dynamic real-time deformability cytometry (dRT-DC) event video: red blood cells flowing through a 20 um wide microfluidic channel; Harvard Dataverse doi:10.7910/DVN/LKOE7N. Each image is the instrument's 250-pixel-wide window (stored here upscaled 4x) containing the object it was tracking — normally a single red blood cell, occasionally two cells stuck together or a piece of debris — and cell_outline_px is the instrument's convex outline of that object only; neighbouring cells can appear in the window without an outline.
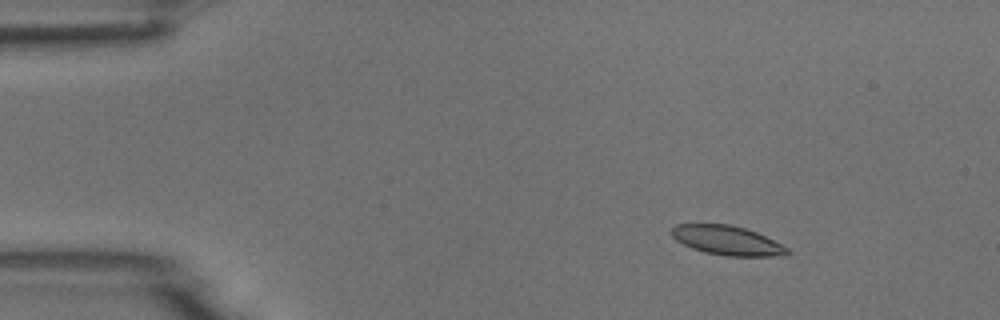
{"species": "common noctule bat (a hibernating species)", "species_latin": "Nyctalus noctula", "temperature_condition": "room temperature", "stored_images_in_passage": 5, "camera_frame_rate_fps": 3000, "um_per_image_px": 0.085, "animal": {"sex": "male", "body_mass_g": 18.8}, "frame": {"image": 1, "passage_image": 2, "time_ms": 1.333, "image_size_px": [1000, 320], "cell_outline_px": [[792, 252], [788, 256], [728, 256], [704, 252], [692, 248], [676, 240], [668, 232], [676, 224], [728, 224], [744, 228], [756, 232], [788, 248]], "centroid_in_image_um": [61.8, 20.44], "position_along_channel_um": 23.2, "area_um2": 19.77}}
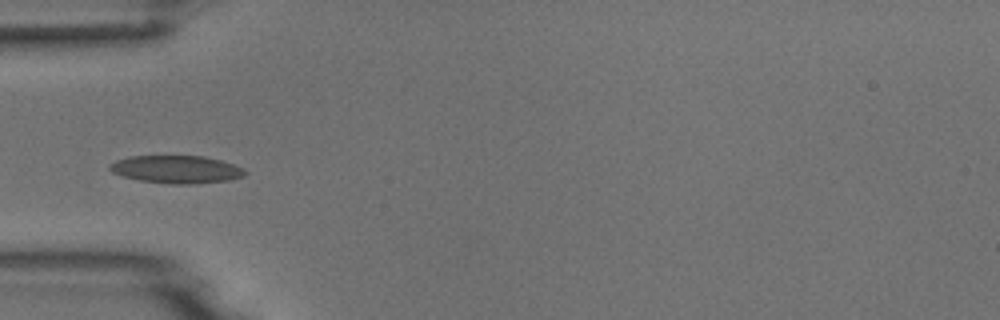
{"frame": {"image": 2, "passage_image": 5, "time_ms": 4.667, "image_size_px": [1000, 320], "cell_outline_px": [[248, 172], [244, 176], [228, 180], [196, 184], [168, 184], [140, 180], [124, 176], [112, 172], [108, 168], [116, 160], [132, 156], [204, 156], [220, 160], [244, 168]], "centroid_in_image_um": [15.03, 14.4], "position_along_channel_um": 70.0, "area_um2": 21.79}}